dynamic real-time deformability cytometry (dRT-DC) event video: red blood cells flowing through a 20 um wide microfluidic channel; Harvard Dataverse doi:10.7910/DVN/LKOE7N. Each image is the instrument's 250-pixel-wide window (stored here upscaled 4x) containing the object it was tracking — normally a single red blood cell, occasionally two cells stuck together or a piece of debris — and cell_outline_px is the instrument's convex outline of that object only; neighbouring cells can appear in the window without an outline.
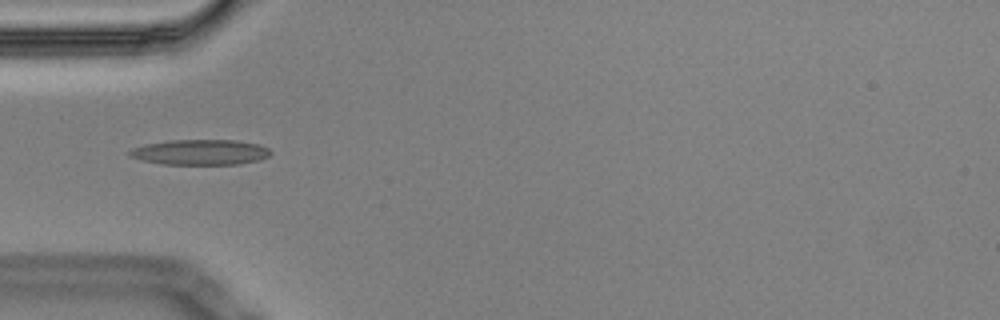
{"species": "Egyptian fruit bat (a non-hibernating species)", "species_latin": "Rousettus aegyptiacus", "temperature_condition": "cold", "stored_images_in_passage": 11, "camera_frame_rate_fps": 3000, "um_per_image_px": 0.085, "animal": {"sex": "male"}, "frame": {"image": 1, "passage_image": 1, "time_ms": 0.0, "image_size_px": [1000, 320], "cell_outline_px": [[272, 152], [268, 156], [260, 160], [240, 164], [164, 164], [144, 160], [128, 156], [128, 152], [132, 148], [144, 144], [172, 140], [236, 140], [260, 144], [268, 148]], "centroid_in_image_um": [17.05, 12.93], "position_along_channel_um": 67.9, "area_um2": 20.87}}
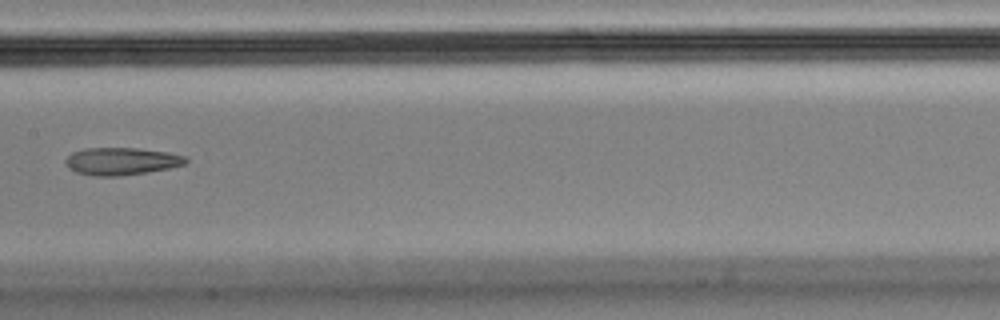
{"frame": {"image": 2, "passage_image": 4, "time_ms": 1.0, "image_size_px": [1000, 320], "cell_outline_px": [[188, 160], [184, 164], [168, 168], [148, 172], [120, 176], [96, 176], [76, 172], [68, 168], [64, 164], [64, 160], [72, 152], [84, 148], [136, 148], [168, 152], [184, 156]], "centroid_in_image_um": [10.27, 13.7], "position_along_channel_um": 197.1, "area_um2": 19.25}}
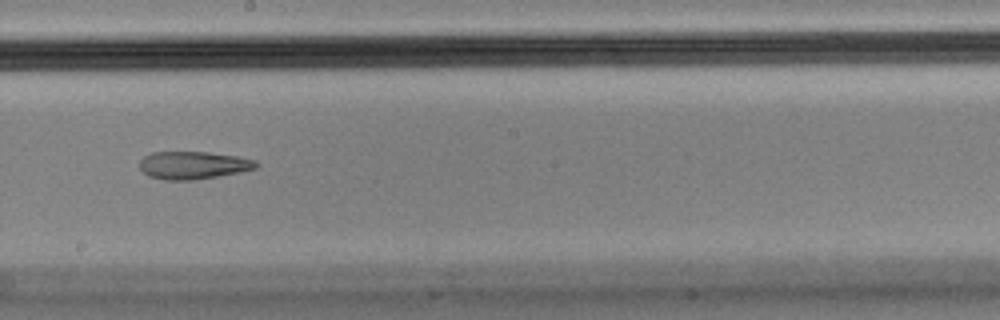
{"frame": {"image": 3, "passage_image": 5, "time_ms": 1.333, "image_size_px": [1000, 320], "cell_outline_px": [[260, 164], [256, 168], [240, 172], [192, 180], [164, 180], [148, 176], [140, 168], [140, 160], [144, 156], [152, 152], [208, 152], [236, 156], [256, 160]], "centroid_in_image_um": [16.42, 14.04], "position_along_channel_um": 231.8, "area_um2": 18.79}}